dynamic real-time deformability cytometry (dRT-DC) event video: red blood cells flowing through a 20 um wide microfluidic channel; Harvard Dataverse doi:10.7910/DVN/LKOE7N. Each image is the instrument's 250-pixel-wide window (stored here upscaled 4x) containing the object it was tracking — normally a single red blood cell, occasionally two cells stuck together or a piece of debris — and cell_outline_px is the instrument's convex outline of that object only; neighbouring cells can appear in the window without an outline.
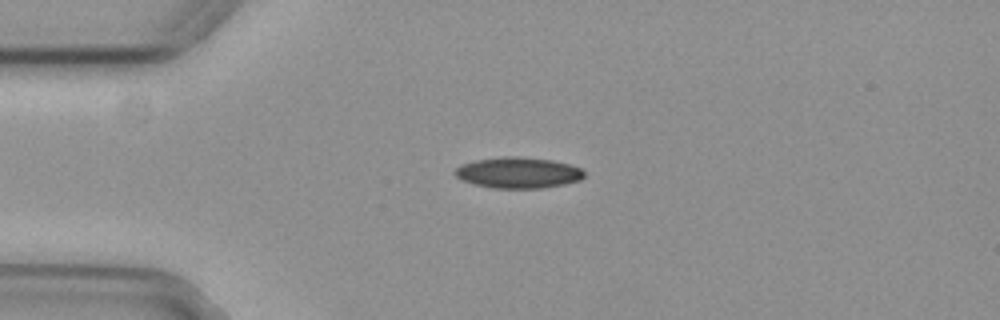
{"species": "common noctule bat (a hibernating species)", "species_latin": "Nyctalus noctula", "temperature_condition": "cold", "stored_images_in_passage": 39, "camera_frame_rate_fps": 3000, "um_per_image_px": 0.085, "animal": {"sex": "female", "body_mass_g": 29.2, "forearm_length_mm": 56.3}, "frame": {"image": 1, "passage_image": 1, "time_ms": 0.0, "image_size_px": [1000, 320], "cell_outline_px": [[584, 176], [580, 180], [564, 184], [540, 188], [492, 188], [476, 184], [464, 180], [456, 176], [452, 172], [460, 164], [476, 160], [504, 156], [516, 156], [552, 160], [568, 164], [580, 168], [584, 172]], "centroid_in_image_um": [44.03, 14.67], "position_along_channel_um": 41.0, "area_um2": 23.18}}
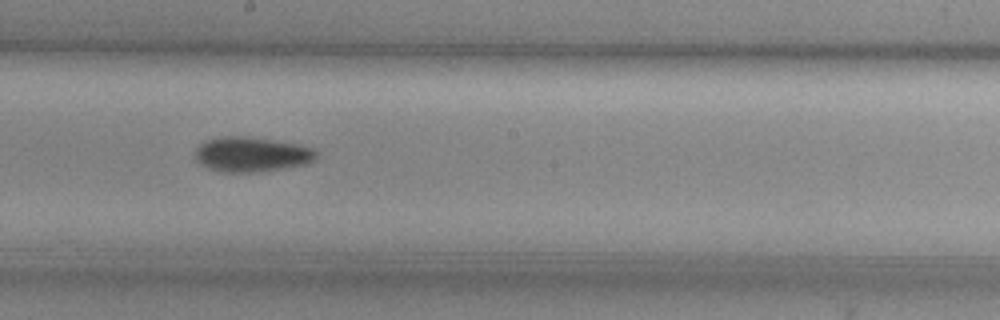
{"frame": {"image": 2, "passage_image": 18, "time_ms": 5.667, "image_size_px": [1000, 320], "cell_outline_px": [[316, 156], [308, 164], [260, 172], [220, 172], [208, 168], [200, 164], [196, 160], [196, 148], [204, 140], [224, 136], [244, 136], [272, 140], [296, 144], [312, 148], [316, 152]], "centroid_in_image_um": [21.34, 13.13], "position_along_channel_um": 226.9, "area_um2": 24.57}}
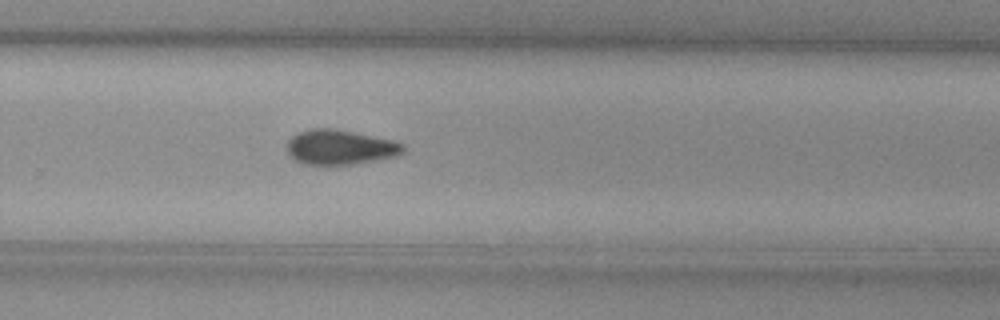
{"frame": {"image": 3, "passage_image": 24, "time_ms": 7.667, "image_size_px": [1000, 320], "cell_outline_px": [[404, 152], [396, 156], [336, 168], [332, 168], [304, 164], [296, 160], [284, 148], [288, 140], [292, 136], [300, 132], [312, 128], [332, 128], [392, 140], [404, 144]], "centroid_in_image_um": [28.87, 12.56], "position_along_channel_um": 300.9, "area_um2": 24.22}, "authors_computed_cell_mechanics": {"area_um2": 23.3512, "velocity_mm_per_s": 3.7297, "shape_relaxation_time_tau1_ms": 6.1701, "shape_relaxation_time_tau2_ms": null, "deformation_change_tau1": 0.1332, "deformation_change_tau2": null}}